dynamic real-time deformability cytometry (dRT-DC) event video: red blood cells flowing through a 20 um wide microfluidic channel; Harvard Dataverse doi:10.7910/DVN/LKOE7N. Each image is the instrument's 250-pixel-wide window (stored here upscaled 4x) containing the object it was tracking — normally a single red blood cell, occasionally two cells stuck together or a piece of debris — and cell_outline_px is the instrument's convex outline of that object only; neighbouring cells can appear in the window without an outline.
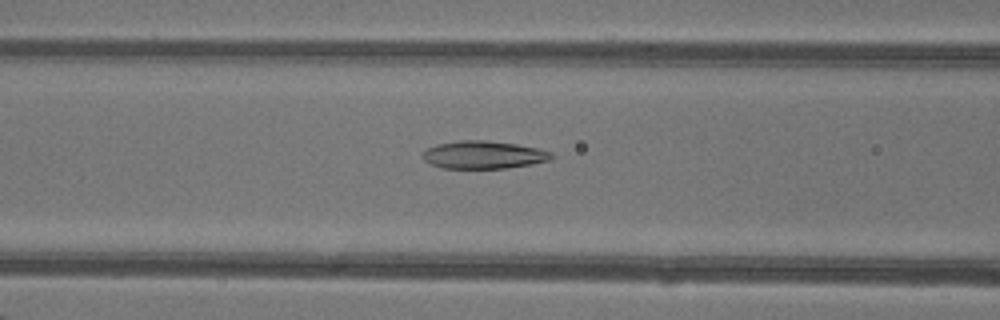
{"species": "common noctule bat (a hibernating species)", "species_latin": "Nyctalus noctula", "temperature_condition": "warm", "stored_images_in_passage": 49, "camera_frame_rate_fps": 3000, "um_per_image_px": 0.085, "animal": {"sex": "female"}, "frame": {"image": 1, "passage_image": 21, "time_ms": 6.667, "image_size_px": [1000, 320], "cell_outline_px": [[556, 156], [548, 160], [532, 164], [508, 168], [444, 168], [432, 164], [424, 160], [420, 156], [420, 152], [436, 144], [460, 140], [484, 140], [516, 144], [536, 148], [552, 152]], "centroid_in_image_um": [41.08, 13.16], "position_along_channel_um": 125.5, "area_um2": 20.92}}
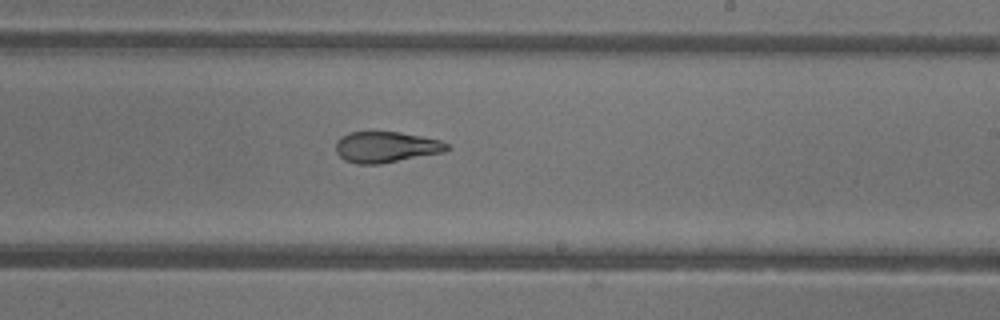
{"frame": {"image": 2, "passage_image": 30, "time_ms": 9.667, "image_size_px": [1000, 320], "cell_outline_px": [[452, 148], [444, 152], [380, 164], [356, 164], [344, 160], [336, 152], [336, 140], [340, 136], [348, 132], [400, 132], [440, 140], [448, 144]], "centroid_in_image_um": [32.8, 12.5], "position_along_channel_um": 256.2, "area_um2": 20.17}}
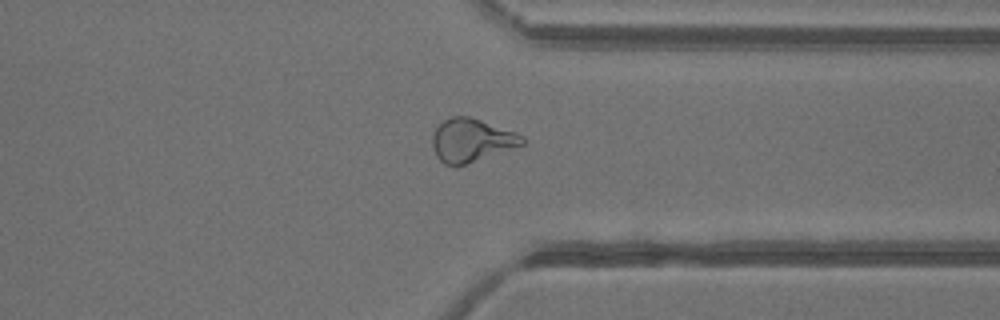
{"frame": {"image": 3, "passage_image": 38, "time_ms": 12.333, "image_size_px": [1000, 320], "cell_outline_px": [[524, 144], [456, 168], [444, 164], [436, 156], [432, 144], [432, 136], [436, 128], [444, 120], [452, 116], [468, 116], [480, 120], [524, 136]], "centroid_in_image_um": [40.03, 11.95], "position_along_channel_um": 371.4, "area_um2": 22.48}, "authors_computed_cell_mechanics": {"area_um2": 23.1778, "velocity_mm_per_s": 4.3592, "shape_relaxation_time_tau1_ms": null, "shape_relaxation_time_tau2_ms": 1.7445, "deformation_change_tau1": null, "deformation_change_tau2": 0.0931}}